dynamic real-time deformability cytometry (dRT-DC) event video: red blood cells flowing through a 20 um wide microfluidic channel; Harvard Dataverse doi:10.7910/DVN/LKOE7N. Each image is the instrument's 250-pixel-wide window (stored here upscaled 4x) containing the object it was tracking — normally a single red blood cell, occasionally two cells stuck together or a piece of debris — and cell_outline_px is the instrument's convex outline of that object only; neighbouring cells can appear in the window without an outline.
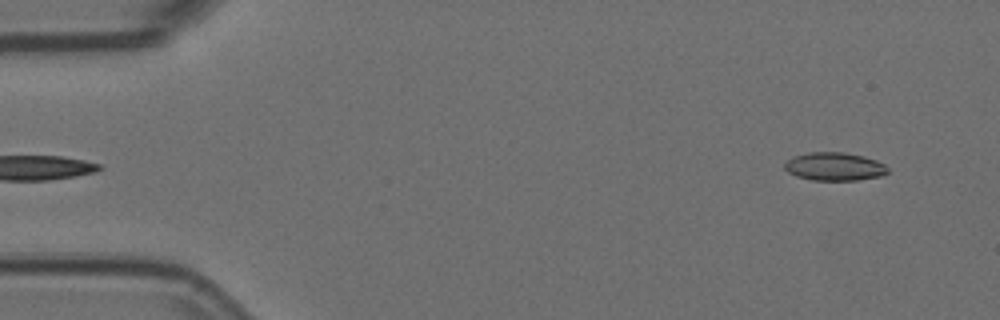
{"species": "Egyptian fruit bat (a non-hibernating species)", "species_latin": "Rousettus aegyptiacus", "temperature_condition": "room temperature", "stored_images_in_passage": 5, "segment_of_instrument_passage": [2, 2], "camera_frame_rate_fps": 3000, "um_per_image_px": 0.085, "animal": {"sex": "female"}, "frame": {"image": 1, "passage_image": 5, "time_ms": 1.333, "image_size_px": [1000, 320], "cell_outline_px": [[888, 172], [880, 176], [856, 180], [812, 180], [796, 176], [788, 172], [784, 168], [784, 164], [792, 156], [808, 152], [844, 152], [864, 156], [876, 160], [884, 164], [888, 168]], "centroid_in_image_um": [70.91, 14.15], "position_along_channel_um": 14.1, "area_um2": 16.99}}